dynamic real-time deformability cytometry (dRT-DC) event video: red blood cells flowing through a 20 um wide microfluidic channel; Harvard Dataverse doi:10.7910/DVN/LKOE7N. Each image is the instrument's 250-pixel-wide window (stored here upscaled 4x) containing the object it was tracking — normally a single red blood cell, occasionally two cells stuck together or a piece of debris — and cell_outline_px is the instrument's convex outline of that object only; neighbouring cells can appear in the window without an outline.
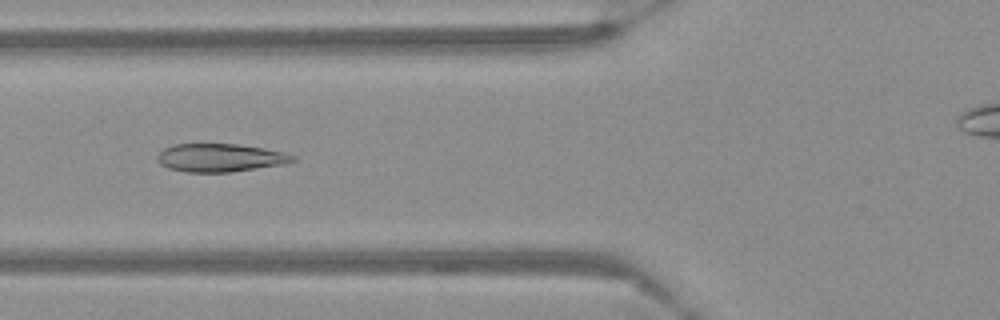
{"species": "Egyptian fruit bat (a non-hibernating species)", "species_latin": "Rousettus aegyptiacus", "temperature_condition": "warm", "stored_images_in_passage": 51, "camera_frame_rate_fps": 3000, "um_per_image_px": 0.085, "frame": {"image": 1, "passage_image": 21, "time_ms": 6.667, "image_size_px": [1000, 320], "cell_outline_px": [[296, 160], [288, 164], [232, 172], [184, 172], [168, 168], [160, 164], [156, 160], [156, 156], [164, 148], [172, 144], [236, 144], [264, 148], [284, 152], [296, 156]], "centroid_in_image_um": [18.73, 13.41], "position_along_channel_um": 107.1, "area_um2": 22.54}}
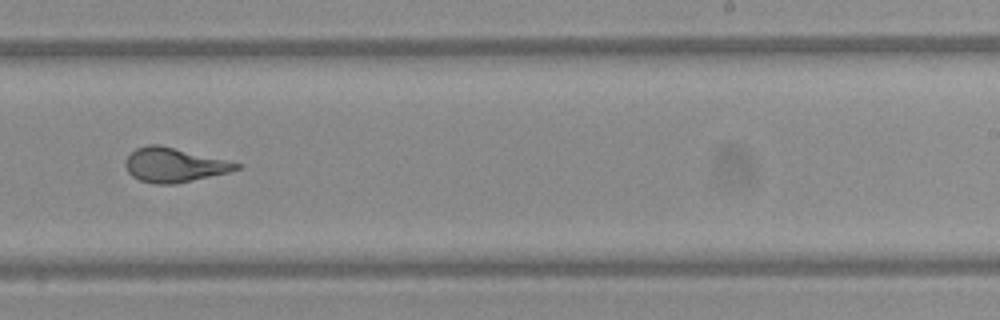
{"frame": {"image": 2, "passage_image": 35, "time_ms": 11.333, "image_size_px": [1000, 320], "cell_outline_px": [[240, 168], [228, 172], [176, 184], [156, 184], [140, 180], [132, 176], [128, 172], [124, 164], [124, 160], [136, 148], [148, 144], [160, 144], [240, 164]], "centroid_in_image_um": [14.73, 14.02], "position_along_channel_um": 274.3, "area_um2": 21.91}}
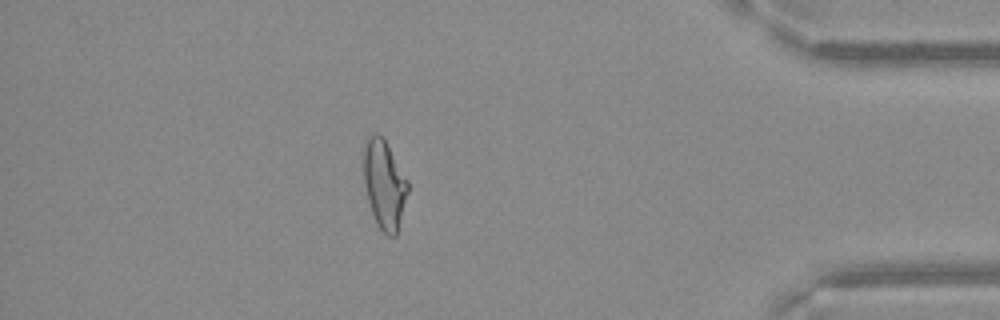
{"frame": {"image": 3, "passage_image": 49, "time_ms": 16.0, "image_size_px": [1000, 320], "cell_outline_px": [[408, 192], [396, 236], [388, 236], [376, 224], [368, 200], [364, 184], [364, 144], [368, 136], [376, 132], [384, 136], [408, 180]], "centroid_in_image_um": [32.67, 15.63], "position_along_channel_um": 402.5, "area_um2": 23.0}}